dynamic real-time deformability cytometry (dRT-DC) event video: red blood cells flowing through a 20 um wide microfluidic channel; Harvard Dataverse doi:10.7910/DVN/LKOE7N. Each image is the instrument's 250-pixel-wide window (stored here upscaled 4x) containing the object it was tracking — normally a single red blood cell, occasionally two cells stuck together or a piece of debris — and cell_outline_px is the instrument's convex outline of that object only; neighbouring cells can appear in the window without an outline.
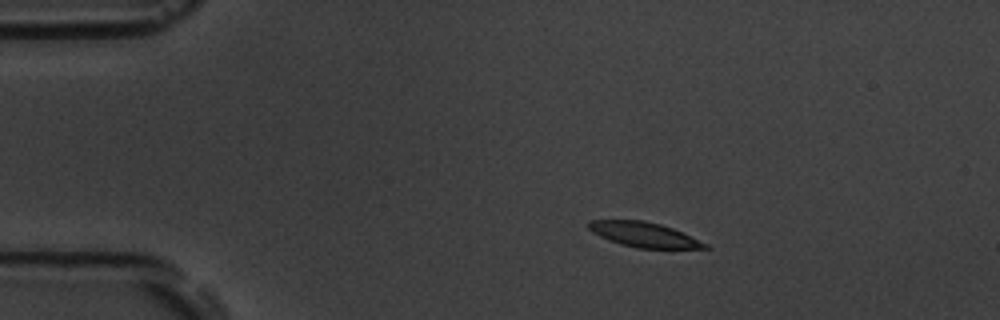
{"species": "common noctule bat (a hibernating species)", "species_latin": "Nyctalus noctula", "temperature_condition": "room temperature", "stored_images_in_passage": 46, "camera_frame_rate_fps": 3000, "um_per_image_px": 0.085, "animal": {"sex": "male", "body_mass_g": 19.5, "forearm_length_mm": 54.6}, "frame": {"image": 1, "passage_image": 1, "time_ms": 0.0, "image_size_px": [1000, 320], "cell_outline_px": [[712, 248], [636, 248], [620, 244], [608, 240], [592, 232], [588, 228], [588, 220], [644, 220], [660, 224], [672, 228], [708, 244]], "centroid_in_image_um": [54.71, 19.94], "position_along_channel_um": 30.3, "area_um2": 16.76}}
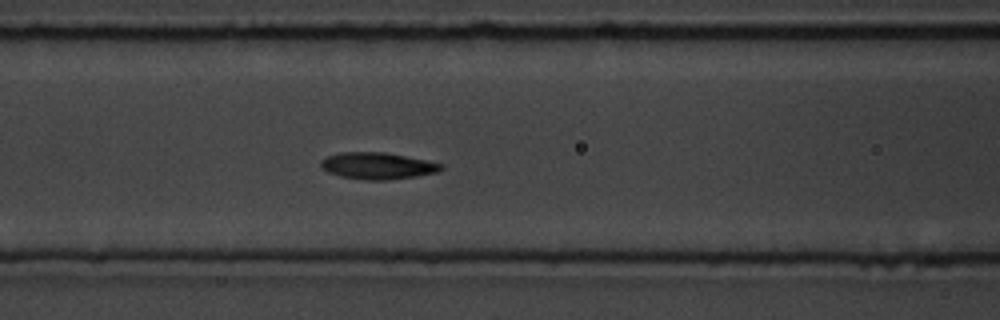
{"frame": {"image": 2, "passage_image": 14, "time_ms": 4.333, "image_size_px": [1000, 320], "cell_outline_px": [[444, 168], [436, 172], [416, 176], [388, 180], [368, 180], [340, 176], [328, 172], [320, 164], [320, 160], [328, 156], [340, 152], [384, 152], [444, 164]], "centroid_in_image_um": [32.08, 14.09], "position_along_channel_um": 134.5, "area_um2": 18.5}}
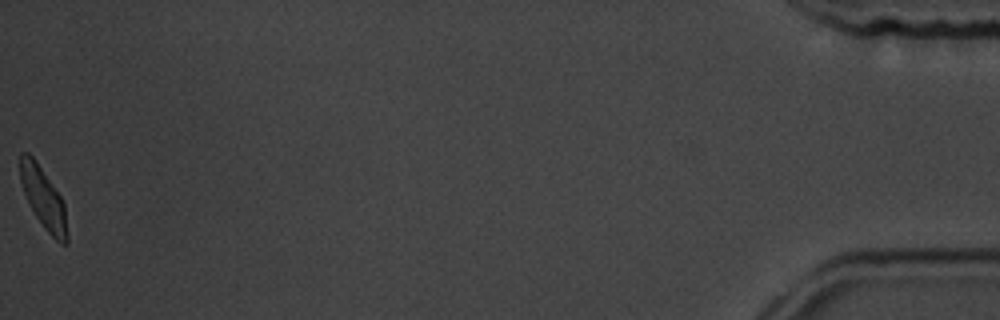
{"frame": {"image": 3, "passage_image": 46, "time_ms": 15.0, "image_size_px": [1000, 320], "cell_outline_px": [[68, 244], [60, 244], [44, 228], [28, 204], [20, 180], [20, 152], [28, 152], [36, 160], [60, 196], [64, 204], [68, 236]], "centroid_in_image_um": [3.68, 16.86], "position_along_channel_um": 431.5, "area_um2": 16.65}, "authors_computed_cell_mechanics": {"area_um2": 18.0914, "velocity_mm_per_s": 3.7223, "shape_relaxation_time_tau1_ms": 2.3271, "shape_relaxation_time_tau2_ms": 2.3495, "deformation_change_tau1": 0.1323, "deformation_change_tau2": 0.0624}}